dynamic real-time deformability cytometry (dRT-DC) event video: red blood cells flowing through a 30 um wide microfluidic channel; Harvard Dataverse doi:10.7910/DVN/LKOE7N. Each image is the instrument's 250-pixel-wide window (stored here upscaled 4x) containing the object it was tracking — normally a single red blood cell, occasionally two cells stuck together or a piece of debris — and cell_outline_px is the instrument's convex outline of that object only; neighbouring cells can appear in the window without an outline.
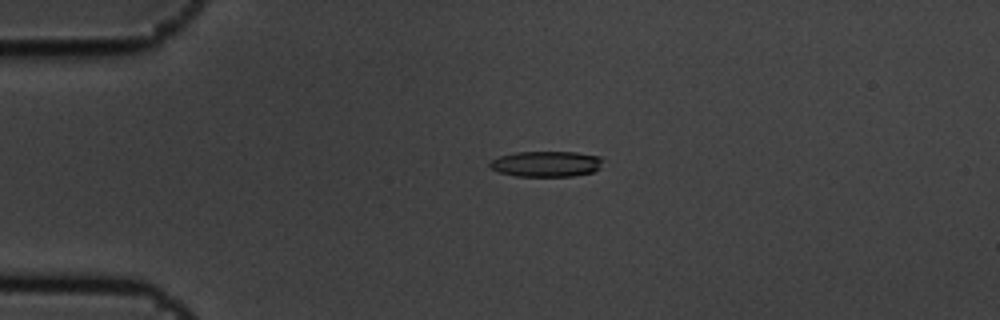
{"species": "common noctule bat (a hibernating species)", "species_latin": "Nyctalus noctula", "temperature_condition": "cold", "stored_images_in_passage": 6, "camera_frame_rate_fps": 3000, "um_per_image_px": 0.085, "animal": {"sex": "male", "body_mass_g": 19.5, "forearm_length_mm": 54.6}, "frame": {"image": 1, "passage_image": 4, "time_ms": 1.0, "image_size_px": [1000, 320], "cell_outline_px": [[604, 160], [600, 168], [592, 172], [572, 176], [516, 176], [500, 172], [492, 168], [488, 164], [492, 160], [500, 156], [516, 152], [576, 152], [600, 156]], "centroid_in_image_um": [46.47, 13.93], "position_along_channel_um": 38.5, "area_um2": 16.88}}
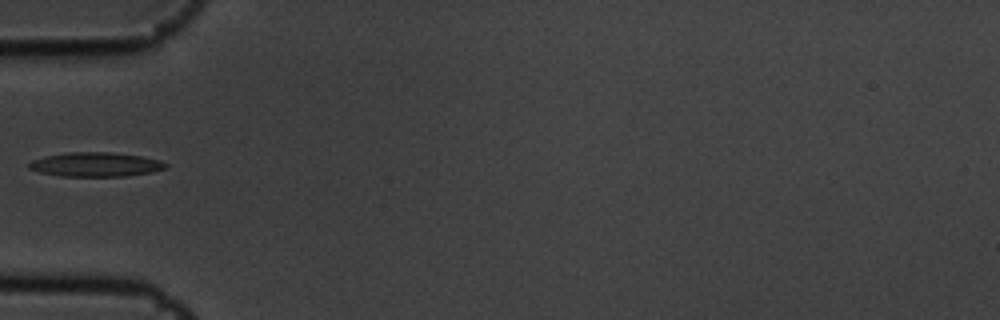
{"frame": {"image": 2, "passage_image": 6, "time_ms": 1.667, "image_size_px": [1000, 320], "cell_outline_px": [[168, 164], [164, 168], [148, 172], [124, 176], [60, 176], [40, 172], [28, 168], [28, 164], [32, 160], [44, 156], [68, 152], [112, 152], [140, 156], [160, 160]], "centroid_in_image_um": [8.08, 13.97], "position_along_channel_um": 76.9, "area_um2": 19.13}}